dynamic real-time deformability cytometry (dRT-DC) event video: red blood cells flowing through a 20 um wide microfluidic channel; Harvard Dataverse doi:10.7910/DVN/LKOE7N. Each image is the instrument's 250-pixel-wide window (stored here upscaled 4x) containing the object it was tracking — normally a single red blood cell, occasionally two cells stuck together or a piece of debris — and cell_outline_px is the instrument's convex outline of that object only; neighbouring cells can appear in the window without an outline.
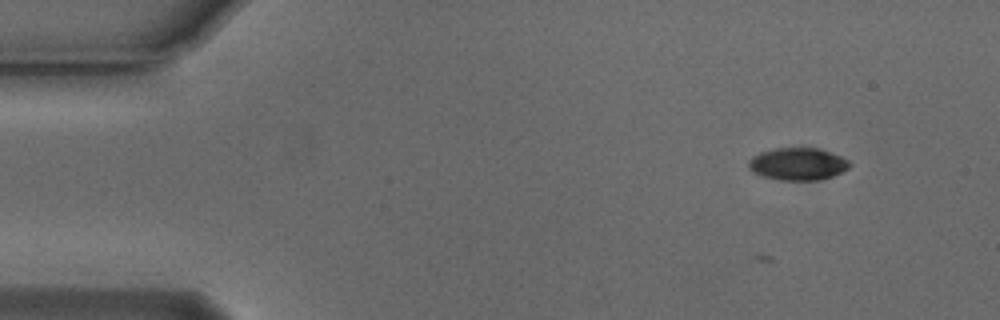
{"species": "Egyptian fruit bat (a non-hibernating species)", "species_latin": "Rousettus aegyptiacus", "temperature_condition": "cold", "stored_images_in_passage": 4, "camera_frame_rate_fps": 3000, "um_per_image_px": 0.085, "animal": {"sex": "male"}, "frame": {"image": 1, "passage_image": 1, "time_ms": 0.0, "image_size_px": [1000, 320], "cell_outline_px": [[852, 164], [848, 168], [832, 176], [820, 180], [776, 180], [752, 172], [748, 168], [748, 160], [752, 156], [760, 152], [776, 148], [820, 148], [840, 156], [848, 160]], "centroid_in_image_um": [67.79, 13.94], "position_along_channel_um": 17.2, "area_um2": 19.13}}